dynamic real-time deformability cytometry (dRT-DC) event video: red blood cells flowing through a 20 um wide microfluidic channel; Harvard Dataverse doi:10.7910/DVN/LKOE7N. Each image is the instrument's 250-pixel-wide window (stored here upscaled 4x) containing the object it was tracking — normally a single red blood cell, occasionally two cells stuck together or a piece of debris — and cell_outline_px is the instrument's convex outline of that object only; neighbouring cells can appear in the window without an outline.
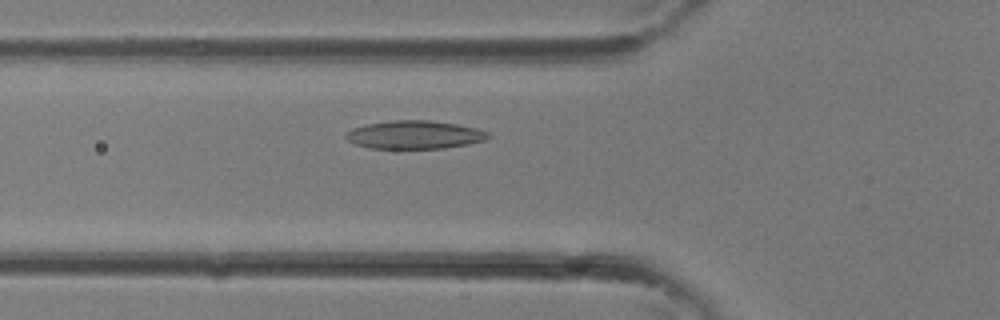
{"species": "common noctule bat (a hibernating species)", "species_latin": "Nyctalus noctula", "temperature_condition": "room temperature", "stored_images_in_passage": 24, "camera_frame_rate_fps": 3000, "um_per_image_px": 0.085, "animal": {"sex": "female"}, "frame": {"image": 1, "passage_image": 5, "time_ms": 1.333, "image_size_px": [1000, 320], "cell_outline_px": [[492, 136], [484, 140], [468, 144], [444, 148], [368, 148], [356, 144], [348, 140], [344, 136], [344, 132], [352, 128], [368, 124], [392, 120], [432, 120], [456, 124], [476, 128], [488, 132]], "centroid_in_image_um": [35.22, 11.45], "position_along_channel_um": 90.6, "area_um2": 23.41}}
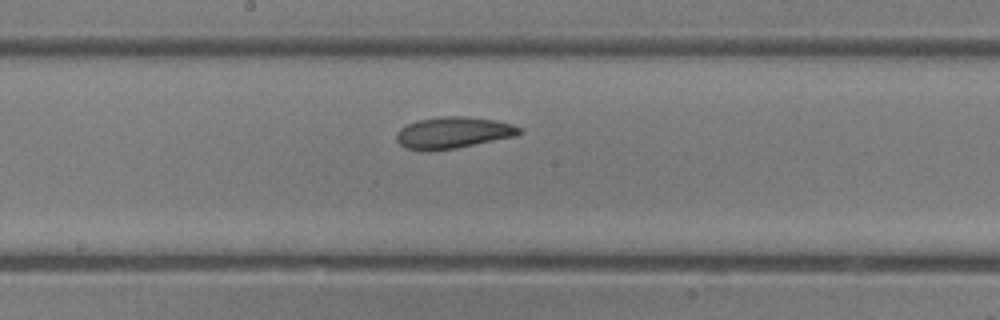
{"frame": {"image": 2, "passage_image": 11, "time_ms": 3.333, "image_size_px": [1000, 320], "cell_outline_px": [[524, 132], [516, 136], [456, 148], [428, 152], [404, 148], [396, 140], [396, 132], [400, 128], [416, 120], [440, 116], [464, 116], [496, 120], [512, 124], [520, 128]], "centroid_in_image_um": [38.49, 11.28], "position_along_channel_um": 209.7, "area_um2": 22.89}}
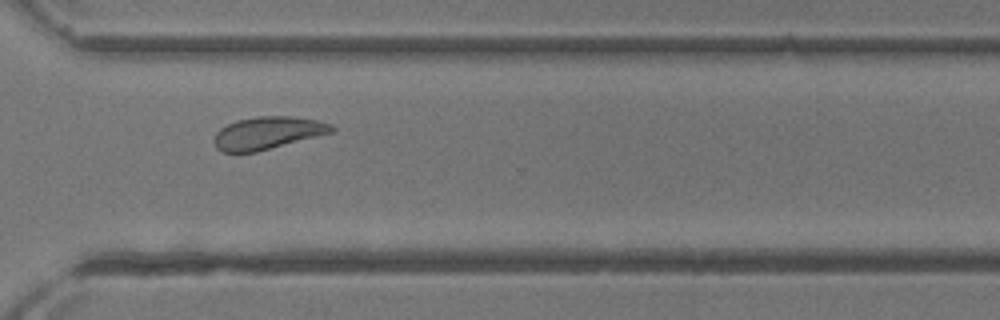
{"frame": {"image": 3, "passage_image": 18, "time_ms": 5.667, "image_size_px": [1000, 320], "cell_outline_px": [[336, 132], [256, 152], [220, 152], [216, 148], [212, 140], [216, 132], [220, 128], [236, 120], [256, 116], [292, 116], [316, 120], [332, 124], [336, 128]], "centroid_in_image_um": [22.76, 11.3], "position_along_channel_um": 347.8, "area_um2": 22.66}}